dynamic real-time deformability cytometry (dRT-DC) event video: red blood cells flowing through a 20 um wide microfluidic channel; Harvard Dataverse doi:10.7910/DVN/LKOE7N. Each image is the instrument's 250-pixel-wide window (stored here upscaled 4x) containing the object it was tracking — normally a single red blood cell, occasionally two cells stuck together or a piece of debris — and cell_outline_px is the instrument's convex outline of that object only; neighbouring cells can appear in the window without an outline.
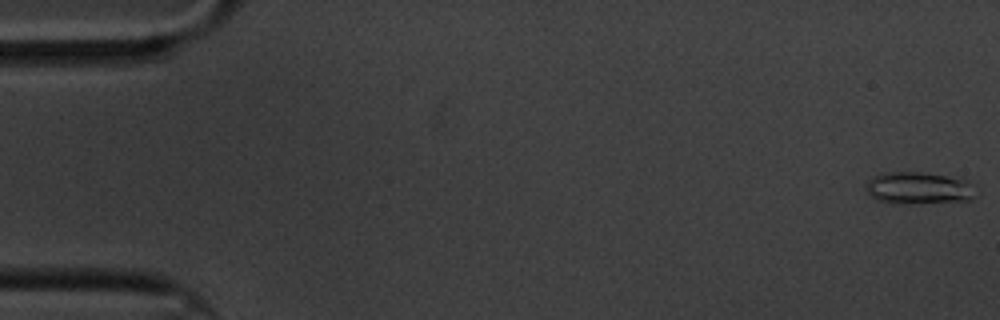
{"species": "common noctule bat (a hibernating species)", "species_latin": "Nyctalus noctula", "temperature_condition": "cold", "stored_images_in_passage": 60, "camera_frame_rate_fps": 3000, "um_per_image_px": 0.085, "animal": {"sex": "male", "body_mass_g": 20.1, "forearm_length_mm": 53.5}, "frame": {"image": 1, "passage_image": 1, "time_ms": 0.0, "image_size_px": [1000, 320], "cell_outline_px": [[980, 196], [972, 200], [920, 204], [892, 204], [876, 200], [868, 192], [868, 180], [872, 176], [884, 172], [920, 172], [968, 180]], "centroid_in_image_um": [78.14, 16.02], "position_along_channel_um": 6.9, "area_um2": 20.98}}
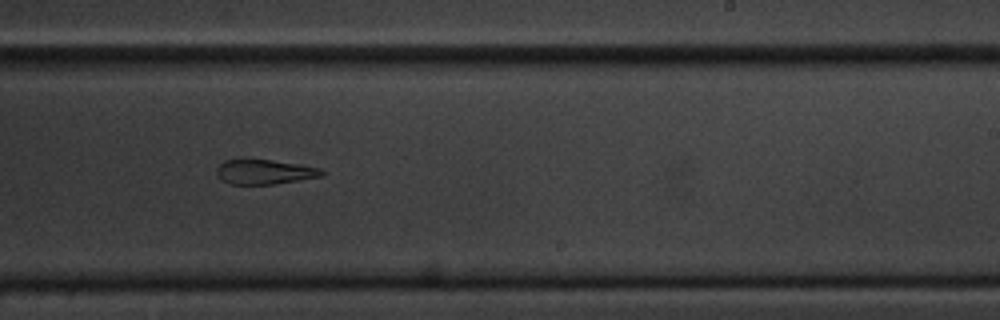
{"frame": {"image": 2, "passage_image": 37, "time_ms": 12.0, "image_size_px": [1000, 320], "cell_outline_px": [[324, 176], [276, 184], [228, 184], [216, 172], [216, 168], [224, 160], [240, 156], [248, 156], [320, 168], [324, 172]], "centroid_in_image_um": [22.43, 14.56], "position_along_channel_um": 266.6, "area_um2": 15.72}}
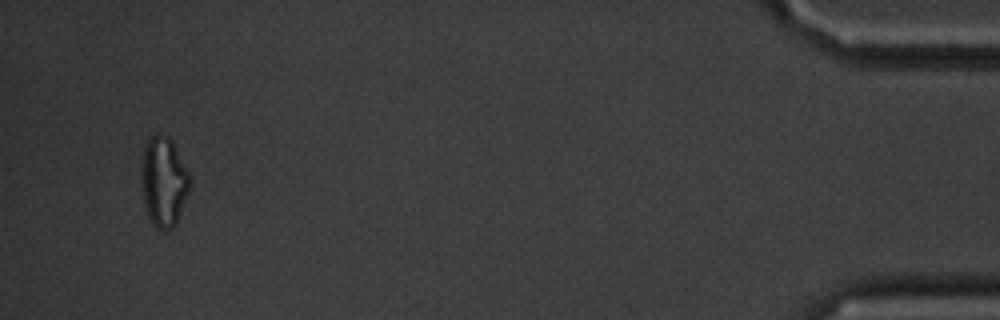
{"frame": {"image": 3, "passage_image": 58, "time_ms": 19.0, "image_size_px": [1000, 320], "cell_outline_px": [[192, 184], [176, 224], [172, 228], [164, 232], [156, 228], [152, 224], [148, 216], [144, 204], [140, 180], [140, 164], [144, 148], [148, 136], [156, 132], [160, 132], [168, 136], [172, 140], [188, 172]], "centroid_in_image_um": [13.89, 15.42], "position_along_channel_um": 421.3, "area_um2": 26.13}, "authors_computed_cell_mechanics": {"area_um2": 17.4267, "velocity_mm_per_s": 3.3242, "shape_relaxation_time_tau1_ms": null, "shape_relaxation_time_tau2_ms": 2.3847, "deformation_change_tau1": null, "deformation_change_tau2": 0.1056}}